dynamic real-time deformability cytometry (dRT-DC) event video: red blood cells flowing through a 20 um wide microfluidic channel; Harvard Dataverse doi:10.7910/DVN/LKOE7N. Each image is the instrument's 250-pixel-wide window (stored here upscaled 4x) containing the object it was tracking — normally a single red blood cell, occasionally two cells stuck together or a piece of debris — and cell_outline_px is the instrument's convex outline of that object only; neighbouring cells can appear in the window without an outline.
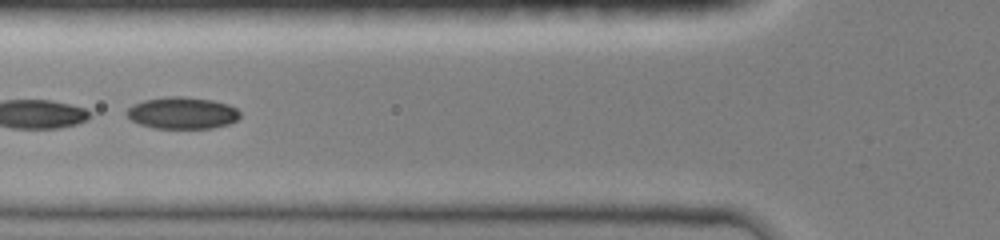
{"species": "common noctule bat (a hibernating species)", "species_latin": "Nyctalus noctula", "temperature_condition": "room temperature", "stored_images_in_passage": 8, "camera_frame_rate_fps": 3000, "um_per_image_px": 0.085, "animal": {"sex": "female", "body_mass_g": 19.0, "forearm_length_mm": 51.5}, "frame": {"image": 1, "passage_image": 5, "time_ms": 4.667, "image_size_px": [1000, 240], "cell_outline_px": [[240, 116], [236, 120], [228, 124], [212, 128], [156, 128], [140, 124], [132, 120], [124, 112], [132, 104], [144, 100], [168, 96], [184, 96], [212, 100], [228, 104], [236, 108], [240, 112]], "centroid_in_image_um": [15.48, 9.59], "position_along_channel_um": 110.3, "area_um2": 21.04}}
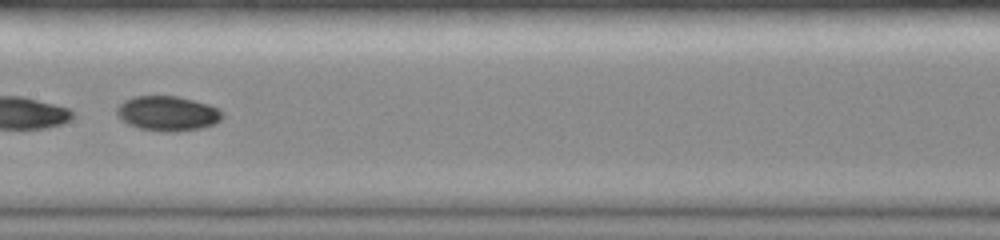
{"frame": {"image": 2, "passage_image": 7, "time_ms": 6.667, "image_size_px": [1000, 240], "cell_outline_px": [[224, 116], [216, 124], [200, 128], [176, 132], [164, 132], [140, 128], [128, 124], [116, 112], [116, 108], [124, 100], [136, 96], [176, 96], [208, 104], [220, 108], [224, 112]], "centroid_in_image_um": [14.3, 9.64], "position_along_channel_um": 193.1, "area_um2": 21.44}}
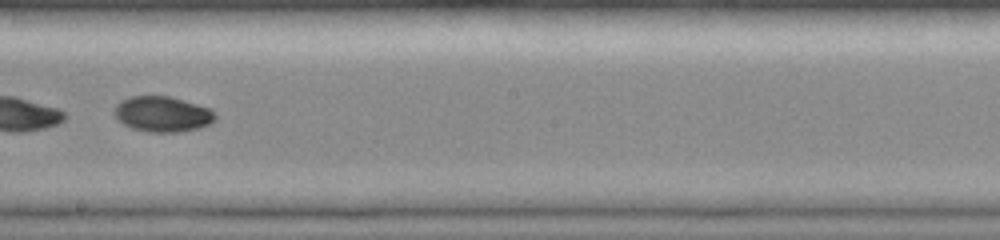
{"frame": {"image": 3, "passage_image": 8, "time_ms": 7.667, "image_size_px": [1000, 240], "cell_outline_px": [[216, 120], [208, 124], [196, 128], [180, 132], [148, 132], [132, 128], [116, 120], [112, 112], [116, 104], [132, 96], [168, 96], [212, 108], [216, 112]], "centroid_in_image_um": [13.81, 9.7], "position_along_channel_um": 234.4, "area_um2": 20.98}}